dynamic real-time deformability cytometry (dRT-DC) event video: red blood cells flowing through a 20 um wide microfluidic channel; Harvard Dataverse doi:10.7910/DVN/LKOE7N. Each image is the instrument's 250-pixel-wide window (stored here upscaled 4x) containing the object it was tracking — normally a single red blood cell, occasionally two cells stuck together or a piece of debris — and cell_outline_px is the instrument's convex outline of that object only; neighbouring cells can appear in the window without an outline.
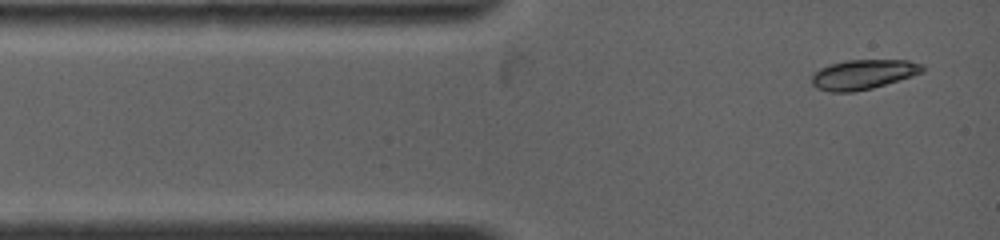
{"species": "common noctule bat (a hibernating species)", "species_latin": "Nyctalus noctula", "temperature_condition": "warm", "stored_images_in_passage": 8, "camera_frame_rate_fps": 4500, "um_per_image_px": 0.085, "animal": {"sex": "female", "body_mass_g": 19.0, "forearm_length_mm": 53.3}, "frame": {"image": 1, "passage_image": 1, "time_ms": 0.0, "image_size_px": [1000, 240], "cell_outline_px": [[924, 72], [912, 76], [872, 88], [852, 92], [828, 92], [816, 88], [812, 84], [812, 72], [820, 68], [832, 64], [848, 60], [908, 60], [924, 64]], "centroid_in_image_um": [73.37, 6.33], "position_along_channel_um": 11.6, "area_um2": 19.25}}
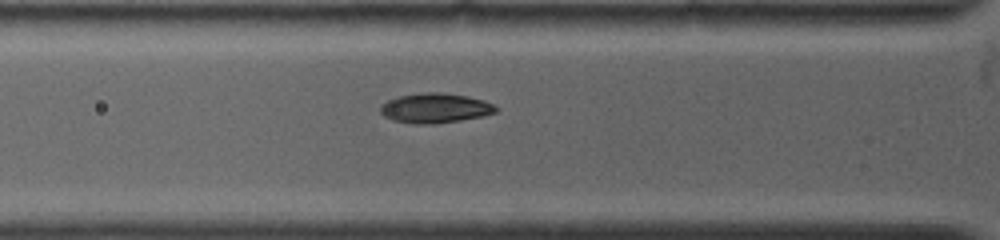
{"frame": {"image": 2, "passage_image": 5, "time_ms": 2.889, "image_size_px": [1000, 240], "cell_outline_px": [[500, 108], [496, 112], [484, 116], [460, 120], [432, 124], [416, 124], [392, 120], [384, 116], [380, 112], [380, 104], [388, 100], [400, 96], [424, 92], [436, 92], [468, 96], [484, 100]], "centroid_in_image_um": [36.99, 9.19], "position_along_channel_um": 88.8, "area_um2": 20.06}}
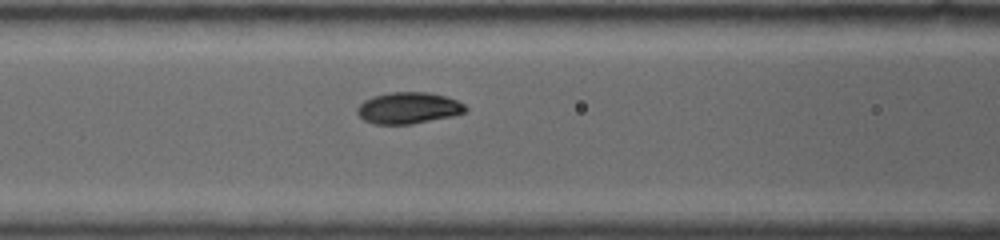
{"frame": {"image": 3, "passage_image": 8, "time_ms": 4.0, "image_size_px": [1000, 240], "cell_outline_px": [[468, 108], [464, 112], [452, 116], [412, 124], [376, 124], [364, 120], [356, 112], [356, 108], [364, 100], [372, 96], [388, 92], [428, 92], [444, 96], [456, 100], [464, 104]], "centroid_in_image_um": [34.69, 9.17], "position_along_channel_um": 131.9, "area_um2": 19.83}}